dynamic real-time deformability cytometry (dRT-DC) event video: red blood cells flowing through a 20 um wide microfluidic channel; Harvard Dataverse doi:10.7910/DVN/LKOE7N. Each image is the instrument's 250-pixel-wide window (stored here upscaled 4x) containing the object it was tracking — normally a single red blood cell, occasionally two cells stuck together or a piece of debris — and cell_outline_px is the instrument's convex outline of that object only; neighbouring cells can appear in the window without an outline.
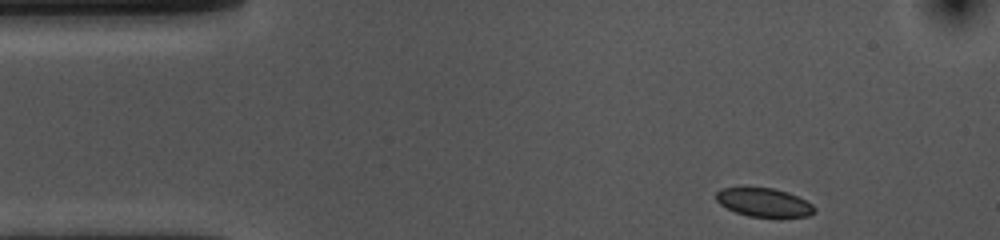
{"species": "common noctule bat (a hibernating species)", "species_latin": "Nyctalus noctula", "temperature_condition": "cold", "stored_images_in_passage": 49, "camera_frame_rate_fps": 3000, "um_per_image_px": 0.085, "animal": {"sex": "female", "body_mass_g": 10.0, "forearm_length_mm": 53.1}, "frame": {"image": 1, "passage_image": 1, "time_ms": 0.0, "image_size_px": [1000, 240], "cell_outline_px": [[816, 212], [808, 216], [780, 220], [748, 216], [736, 212], [720, 204], [716, 200], [716, 192], [720, 188], [772, 188], [788, 192], [812, 204], [816, 208]], "centroid_in_image_um": [64.99, 17.26], "position_along_channel_um": 20.0, "area_um2": 16.94}}
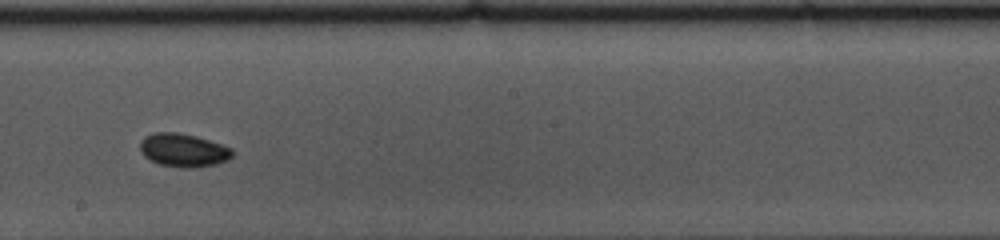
{"frame": {"image": 2, "passage_image": 24, "time_ms": 7.667, "image_size_px": [1000, 240], "cell_outline_px": [[232, 156], [228, 160], [216, 164], [192, 168], [188, 168], [156, 164], [144, 156], [140, 148], [140, 140], [144, 136], [152, 132], [176, 132], [196, 136], [232, 148]], "centroid_in_image_um": [15.55, 12.76], "position_along_channel_um": 232.7, "area_um2": 17.98}}
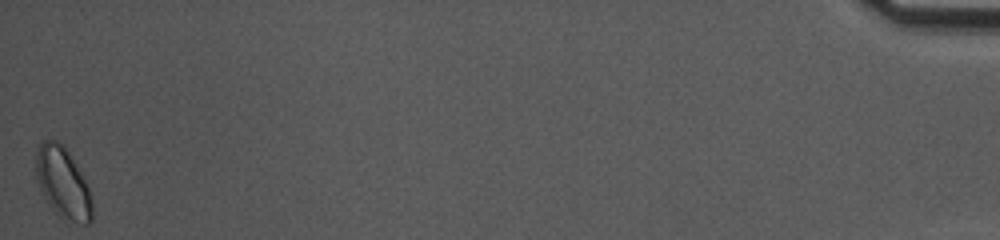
{"frame": {"image": 3, "passage_image": 49, "time_ms": 16.0, "image_size_px": [1000, 240], "cell_outline_px": [[92, 220], [88, 224], [84, 224], [60, 216], [48, 204], [40, 188], [36, 176], [36, 152], [40, 144], [44, 140], [56, 140], [64, 144], [80, 172], [88, 188], [92, 204]], "centroid_in_image_um": [5.33, 15.51], "position_along_channel_um": 429.9, "area_um2": 22.77}, "authors_computed_cell_mechanics": {"area_um2": 17.2822, "velocity_mm_per_s": 3.6026, "shape_relaxation_time_tau1_ms": null, "shape_relaxation_time_tau2_ms": 4.8232, "deformation_change_tau1": null, "deformation_change_tau2": 0.0608}}